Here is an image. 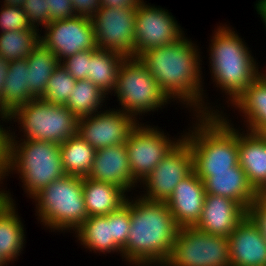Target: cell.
Returning a JSON list of instances; mask_svg holds the SVG:
<instances>
[{"label": "cell", "mask_w": 266, "mask_h": 266, "mask_svg": "<svg viewBox=\"0 0 266 266\" xmlns=\"http://www.w3.org/2000/svg\"><path fill=\"white\" fill-rule=\"evenodd\" d=\"M185 37L170 45L146 50L138 58L172 102L176 100L186 105L193 114H222L223 110L205 102L200 49Z\"/></svg>", "instance_id": "obj_1"}, {"label": "cell", "mask_w": 266, "mask_h": 266, "mask_svg": "<svg viewBox=\"0 0 266 266\" xmlns=\"http://www.w3.org/2000/svg\"><path fill=\"white\" fill-rule=\"evenodd\" d=\"M133 198L126 199L130 205L131 228L122 259L130 266H163L180 227L166 201L147 200L139 195Z\"/></svg>", "instance_id": "obj_2"}, {"label": "cell", "mask_w": 266, "mask_h": 266, "mask_svg": "<svg viewBox=\"0 0 266 266\" xmlns=\"http://www.w3.org/2000/svg\"><path fill=\"white\" fill-rule=\"evenodd\" d=\"M228 118L224 111L194 114L193 126L181 133L190 144L193 169L202 181L212 172H229L239 164L238 128Z\"/></svg>", "instance_id": "obj_3"}, {"label": "cell", "mask_w": 266, "mask_h": 266, "mask_svg": "<svg viewBox=\"0 0 266 266\" xmlns=\"http://www.w3.org/2000/svg\"><path fill=\"white\" fill-rule=\"evenodd\" d=\"M212 35L207 51L211 79L214 86L227 95L226 102L232 105L261 70L252 51L233 27L220 24Z\"/></svg>", "instance_id": "obj_4"}, {"label": "cell", "mask_w": 266, "mask_h": 266, "mask_svg": "<svg viewBox=\"0 0 266 266\" xmlns=\"http://www.w3.org/2000/svg\"><path fill=\"white\" fill-rule=\"evenodd\" d=\"M11 131L5 178L10 173L18 174L27 197L32 198L41 189L66 175L59 143L22 138L19 141V137Z\"/></svg>", "instance_id": "obj_5"}, {"label": "cell", "mask_w": 266, "mask_h": 266, "mask_svg": "<svg viewBox=\"0 0 266 266\" xmlns=\"http://www.w3.org/2000/svg\"><path fill=\"white\" fill-rule=\"evenodd\" d=\"M31 199L35 202L38 222L51 232L69 230L74 233L88 218L83 177L65 175L41 189Z\"/></svg>", "instance_id": "obj_6"}, {"label": "cell", "mask_w": 266, "mask_h": 266, "mask_svg": "<svg viewBox=\"0 0 266 266\" xmlns=\"http://www.w3.org/2000/svg\"><path fill=\"white\" fill-rule=\"evenodd\" d=\"M15 119V120H14ZM17 122L22 140H41L63 143L78 135L79 118L67 107L52 104L41 98L32 99L9 115V121Z\"/></svg>", "instance_id": "obj_7"}, {"label": "cell", "mask_w": 266, "mask_h": 266, "mask_svg": "<svg viewBox=\"0 0 266 266\" xmlns=\"http://www.w3.org/2000/svg\"><path fill=\"white\" fill-rule=\"evenodd\" d=\"M113 93L121 105L119 110L136 120H140L142 114L158 111L159 108L161 110L171 102L138 57H126L123 60Z\"/></svg>", "instance_id": "obj_8"}, {"label": "cell", "mask_w": 266, "mask_h": 266, "mask_svg": "<svg viewBox=\"0 0 266 266\" xmlns=\"http://www.w3.org/2000/svg\"><path fill=\"white\" fill-rule=\"evenodd\" d=\"M163 266H231L228 237L181 227Z\"/></svg>", "instance_id": "obj_9"}, {"label": "cell", "mask_w": 266, "mask_h": 266, "mask_svg": "<svg viewBox=\"0 0 266 266\" xmlns=\"http://www.w3.org/2000/svg\"><path fill=\"white\" fill-rule=\"evenodd\" d=\"M139 122L125 143L131 174L141 183L172 148L184 137L171 138L158 126ZM162 130V131H161ZM174 139V140H173Z\"/></svg>", "instance_id": "obj_10"}, {"label": "cell", "mask_w": 266, "mask_h": 266, "mask_svg": "<svg viewBox=\"0 0 266 266\" xmlns=\"http://www.w3.org/2000/svg\"><path fill=\"white\" fill-rule=\"evenodd\" d=\"M193 170L190 144L182 138L140 183L145 194L139 196L152 201H167L180 180Z\"/></svg>", "instance_id": "obj_11"}, {"label": "cell", "mask_w": 266, "mask_h": 266, "mask_svg": "<svg viewBox=\"0 0 266 266\" xmlns=\"http://www.w3.org/2000/svg\"><path fill=\"white\" fill-rule=\"evenodd\" d=\"M136 9L101 7L91 18L97 49L135 57Z\"/></svg>", "instance_id": "obj_12"}, {"label": "cell", "mask_w": 266, "mask_h": 266, "mask_svg": "<svg viewBox=\"0 0 266 266\" xmlns=\"http://www.w3.org/2000/svg\"><path fill=\"white\" fill-rule=\"evenodd\" d=\"M146 2L143 0L136 8L135 57L146 50L170 45L185 34L171 12Z\"/></svg>", "instance_id": "obj_13"}, {"label": "cell", "mask_w": 266, "mask_h": 266, "mask_svg": "<svg viewBox=\"0 0 266 266\" xmlns=\"http://www.w3.org/2000/svg\"><path fill=\"white\" fill-rule=\"evenodd\" d=\"M105 108L79 118L78 135L95 150L126 143L130 132L140 122L118 108Z\"/></svg>", "instance_id": "obj_14"}, {"label": "cell", "mask_w": 266, "mask_h": 266, "mask_svg": "<svg viewBox=\"0 0 266 266\" xmlns=\"http://www.w3.org/2000/svg\"><path fill=\"white\" fill-rule=\"evenodd\" d=\"M40 35V42L61 62L75 53L95 50L94 27L91 18L73 16L50 22Z\"/></svg>", "instance_id": "obj_15"}, {"label": "cell", "mask_w": 266, "mask_h": 266, "mask_svg": "<svg viewBox=\"0 0 266 266\" xmlns=\"http://www.w3.org/2000/svg\"><path fill=\"white\" fill-rule=\"evenodd\" d=\"M87 177L117 185L126 193L138 186L131 174L125 143L97 149Z\"/></svg>", "instance_id": "obj_16"}, {"label": "cell", "mask_w": 266, "mask_h": 266, "mask_svg": "<svg viewBox=\"0 0 266 266\" xmlns=\"http://www.w3.org/2000/svg\"><path fill=\"white\" fill-rule=\"evenodd\" d=\"M206 197L203 181L194 170L175 187L166 201L178 226L194 227L201 216Z\"/></svg>", "instance_id": "obj_17"}, {"label": "cell", "mask_w": 266, "mask_h": 266, "mask_svg": "<svg viewBox=\"0 0 266 266\" xmlns=\"http://www.w3.org/2000/svg\"><path fill=\"white\" fill-rule=\"evenodd\" d=\"M246 217V210L235 200L206 194L198 223L194 226L211 235L228 237Z\"/></svg>", "instance_id": "obj_18"}, {"label": "cell", "mask_w": 266, "mask_h": 266, "mask_svg": "<svg viewBox=\"0 0 266 266\" xmlns=\"http://www.w3.org/2000/svg\"><path fill=\"white\" fill-rule=\"evenodd\" d=\"M231 266H266V241L246 216L228 236Z\"/></svg>", "instance_id": "obj_19"}, {"label": "cell", "mask_w": 266, "mask_h": 266, "mask_svg": "<svg viewBox=\"0 0 266 266\" xmlns=\"http://www.w3.org/2000/svg\"><path fill=\"white\" fill-rule=\"evenodd\" d=\"M2 188L0 187V257L9 265L24 251L26 229L9 189L7 191Z\"/></svg>", "instance_id": "obj_20"}, {"label": "cell", "mask_w": 266, "mask_h": 266, "mask_svg": "<svg viewBox=\"0 0 266 266\" xmlns=\"http://www.w3.org/2000/svg\"><path fill=\"white\" fill-rule=\"evenodd\" d=\"M239 129V165L254 190L258 194H266V142L255 132H241Z\"/></svg>", "instance_id": "obj_21"}, {"label": "cell", "mask_w": 266, "mask_h": 266, "mask_svg": "<svg viewBox=\"0 0 266 266\" xmlns=\"http://www.w3.org/2000/svg\"><path fill=\"white\" fill-rule=\"evenodd\" d=\"M206 194L227 197L238 202L245 210L259 195L248 182L245 171L236 165L229 172H212L203 180Z\"/></svg>", "instance_id": "obj_22"}, {"label": "cell", "mask_w": 266, "mask_h": 266, "mask_svg": "<svg viewBox=\"0 0 266 266\" xmlns=\"http://www.w3.org/2000/svg\"><path fill=\"white\" fill-rule=\"evenodd\" d=\"M83 195L88 217L108 215L123 204L128 197L117 185L83 177Z\"/></svg>", "instance_id": "obj_23"}, {"label": "cell", "mask_w": 266, "mask_h": 266, "mask_svg": "<svg viewBox=\"0 0 266 266\" xmlns=\"http://www.w3.org/2000/svg\"><path fill=\"white\" fill-rule=\"evenodd\" d=\"M75 238L90 252L111 254L122 257V249L112 240L111 213L102 216H90L75 231Z\"/></svg>", "instance_id": "obj_24"}, {"label": "cell", "mask_w": 266, "mask_h": 266, "mask_svg": "<svg viewBox=\"0 0 266 266\" xmlns=\"http://www.w3.org/2000/svg\"><path fill=\"white\" fill-rule=\"evenodd\" d=\"M232 106L243 114L246 130L257 133L266 126V80L259 75Z\"/></svg>", "instance_id": "obj_25"}, {"label": "cell", "mask_w": 266, "mask_h": 266, "mask_svg": "<svg viewBox=\"0 0 266 266\" xmlns=\"http://www.w3.org/2000/svg\"><path fill=\"white\" fill-rule=\"evenodd\" d=\"M28 82L27 59H16L9 63L7 76L2 88V113L12 114L18 107L25 105L32 98Z\"/></svg>", "instance_id": "obj_26"}, {"label": "cell", "mask_w": 266, "mask_h": 266, "mask_svg": "<svg viewBox=\"0 0 266 266\" xmlns=\"http://www.w3.org/2000/svg\"><path fill=\"white\" fill-rule=\"evenodd\" d=\"M126 57L119 52L103 49L92 50L89 60V78L104 93L113 94L117 83L118 71Z\"/></svg>", "instance_id": "obj_27"}, {"label": "cell", "mask_w": 266, "mask_h": 266, "mask_svg": "<svg viewBox=\"0 0 266 266\" xmlns=\"http://www.w3.org/2000/svg\"><path fill=\"white\" fill-rule=\"evenodd\" d=\"M26 59L28 62L27 85L30 88V97L32 99L42 98L49 78L60 62L52 51L48 50L41 42Z\"/></svg>", "instance_id": "obj_28"}, {"label": "cell", "mask_w": 266, "mask_h": 266, "mask_svg": "<svg viewBox=\"0 0 266 266\" xmlns=\"http://www.w3.org/2000/svg\"><path fill=\"white\" fill-rule=\"evenodd\" d=\"M95 149L79 135L60 144L61 160L66 175L87 177L91 171Z\"/></svg>", "instance_id": "obj_29"}, {"label": "cell", "mask_w": 266, "mask_h": 266, "mask_svg": "<svg viewBox=\"0 0 266 266\" xmlns=\"http://www.w3.org/2000/svg\"><path fill=\"white\" fill-rule=\"evenodd\" d=\"M106 95L92 81L77 80L64 106L75 116L82 118L101 111L100 109H103V104L106 102Z\"/></svg>", "instance_id": "obj_30"}, {"label": "cell", "mask_w": 266, "mask_h": 266, "mask_svg": "<svg viewBox=\"0 0 266 266\" xmlns=\"http://www.w3.org/2000/svg\"><path fill=\"white\" fill-rule=\"evenodd\" d=\"M40 35L33 27L0 33V57L8 62L26 59L40 42Z\"/></svg>", "instance_id": "obj_31"}, {"label": "cell", "mask_w": 266, "mask_h": 266, "mask_svg": "<svg viewBox=\"0 0 266 266\" xmlns=\"http://www.w3.org/2000/svg\"><path fill=\"white\" fill-rule=\"evenodd\" d=\"M76 81L77 80L59 64L49 78L45 94L41 99L52 104L64 105L71 96Z\"/></svg>", "instance_id": "obj_32"}, {"label": "cell", "mask_w": 266, "mask_h": 266, "mask_svg": "<svg viewBox=\"0 0 266 266\" xmlns=\"http://www.w3.org/2000/svg\"><path fill=\"white\" fill-rule=\"evenodd\" d=\"M112 240L123 249L130 232V205L125 202L119 209L111 213Z\"/></svg>", "instance_id": "obj_33"}, {"label": "cell", "mask_w": 266, "mask_h": 266, "mask_svg": "<svg viewBox=\"0 0 266 266\" xmlns=\"http://www.w3.org/2000/svg\"><path fill=\"white\" fill-rule=\"evenodd\" d=\"M0 10V33L32 28L22 7L1 4Z\"/></svg>", "instance_id": "obj_34"}, {"label": "cell", "mask_w": 266, "mask_h": 266, "mask_svg": "<svg viewBox=\"0 0 266 266\" xmlns=\"http://www.w3.org/2000/svg\"><path fill=\"white\" fill-rule=\"evenodd\" d=\"M92 50L82 51L71 55L60 62L68 73L76 80L89 78V60Z\"/></svg>", "instance_id": "obj_35"}, {"label": "cell", "mask_w": 266, "mask_h": 266, "mask_svg": "<svg viewBox=\"0 0 266 266\" xmlns=\"http://www.w3.org/2000/svg\"><path fill=\"white\" fill-rule=\"evenodd\" d=\"M31 27L40 30L49 24L47 0H25L22 6Z\"/></svg>", "instance_id": "obj_36"}, {"label": "cell", "mask_w": 266, "mask_h": 266, "mask_svg": "<svg viewBox=\"0 0 266 266\" xmlns=\"http://www.w3.org/2000/svg\"><path fill=\"white\" fill-rule=\"evenodd\" d=\"M246 216L260 231L266 241V194H259L246 209Z\"/></svg>", "instance_id": "obj_37"}, {"label": "cell", "mask_w": 266, "mask_h": 266, "mask_svg": "<svg viewBox=\"0 0 266 266\" xmlns=\"http://www.w3.org/2000/svg\"><path fill=\"white\" fill-rule=\"evenodd\" d=\"M0 186L2 187L3 179H5V174L8 168V150H9V133L10 126L4 127V122H10L9 116L0 112ZM7 120V121H6ZM7 128V129H6Z\"/></svg>", "instance_id": "obj_38"}, {"label": "cell", "mask_w": 266, "mask_h": 266, "mask_svg": "<svg viewBox=\"0 0 266 266\" xmlns=\"http://www.w3.org/2000/svg\"><path fill=\"white\" fill-rule=\"evenodd\" d=\"M49 23L76 16L71 0H47Z\"/></svg>", "instance_id": "obj_39"}, {"label": "cell", "mask_w": 266, "mask_h": 266, "mask_svg": "<svg viewBox=\"0 0 266 266\" xmlns=\"http://www.w3.org/2000/svg\"><path fill=\"white\" fill-rule=\"evenodd\" d=\"M77 16L92 18L101 8L100 0H71Z\"/></svg>", "instance_id": "obj_40"}, {"label": "cell", "mask_w": 266, "mask_h": 266, "mask_svg": "<svg viewBox=\"0 0 266 266\" xmlns=\"http://www.w3.org/2000/svg\"><path fill=\"white\" fill-rule=\"evenodd\" d=\"M143 0H100L101 7L136 9Z\"/></svg>", "instance_id": "obj_41"}, {"label": "cell", "mask_w": 266, "mask_h": 266, "mask_svg": "<svg viewBox=\"0 0 266 266\" xmlns=\"http://www.w3.org/2000/svg\"><path fill=\"white\" fill-rule=\"evenodd\" d=\"M9 63L0 57V112L2 113V88L6 80Z\"/></svg>", "instance_id": "obj_42"}, {"label": "cell", "mask_w": 266, "mask_h": 266, "mask_svg": "<svg viewBox=\"0 0 266 266\" xmlns=\"http://www.w3.org/2000/svg\"><path fill=\"white\" fill-rule=\"evenodd\" d=\"M255 9L257 13L260 15V19L265 25L266 29V0H256Z\"/></svg>", "instance_id": "obj_43"}, {"label": "cell", "mask_w": 266, "mask_h": 266, "mask_svg": "<svg viewBox=\"0 0 266 266\" xmlns=\"http://www.w3.org/2000/svg\"><path fill=\"white\" fill-rule=\"evenodd\" d=\"M25 0H3V5L13 6V7H22Z\"/></svg>", "instance_id": "obj_44"}, {"label": "cell", "mask_w": 266, "mask_h": 266, "mask_svg": "<svg viewBox=\"0 0 266 266\" xmlns=\"http://www.w3.org/2000/svg\"><path fill=\"white\" fill-rule=\"evenodd\" d=\"M257 134L266 142V126L262 127Z\"/></svg>", "instance_id": "obj_45"}, {"label": "cell", "mask_w": 266, "mask_h": 266, "mask_svg": "<svg viewBox=\"0 0 266 266\" xmlns=\"http://www.w3.org/2000/svg\"><path fill=\"white\" fill-rule=\"evenodd\" d=\"M265 72H266L265 70H263V72L261 71L260 75L266 80V73Z\"/></svg>", "instance_id": "obj_46"}, {"label": "cell", "mask_w": 266, "mask_h": 266, "mask_svg": "<svg viewBox=\"0 0 266 266\" xmlns=\"http://www.w3.org/2000/svg\"><path fill=\"white\" fill-rule=\"evenodd\" d=\"M0 265H8V264L0 257Z\"/></svg>", "instance_id": "obj_47"}]
</instances>
